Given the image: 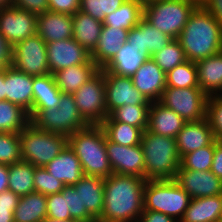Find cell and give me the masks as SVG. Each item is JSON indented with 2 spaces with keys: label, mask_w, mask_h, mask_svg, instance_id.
Instances as JSON below:
<instances>
[{
  "label": "cell",
  "mask_w": 222,
  "mask_h": 222,
  "mask_svg": "<svg viewBox=\"0 0 222 222\" xmlns=\"http://www.w3.org/2000/svg\"><path fill=\"white\" fill-rule=\"evenodd\" d=\"M206 117L215 139L222 140V95L208 97Z\"/></svg>",
  "instance_id": "44"
},
{
  "label": "cell",
  "mask_w": 222,
  "mask_h": 222,
  "mask_svg": "<svg viewBox=\"0 0 222 222\" xmlns=\"http://www.w3.org/2000/svg\"><path fill=\"white\" fill-rule=\"evenodd\" d=\"M61 99L53 74L33 77L32 111H43L47 108H57Z\"/></svg>",
  "instance_id": "30"
},
{
  "label": "cell",
  "mask_w": 222,
  "mask_h": 222,
  "mask_svg": "<svg viewBox=\"0 0 222 222\" xmlns=\"http://www.w3.org/2000/svg\"><path fill=\"white\" fill-rule=\"evenodd\" d=\"M193 198L222 194V180L208 171H192L179 167L174 179Z\"/></svg>",
  "instance_id": "16"
},
{
  "label": "cell",
  "mask_w": 222,
  "mask_h": 222,
  "mask_svg": "<svg viewBox=\"0 0 222 222\" xmlns=\"http://www.w3.org/2000/svg\"><path fill=\"white\" fill-rule=\"evenodd\" d=\"M129 30L103 25L96 48L91 53L92 61L101 69L117 54L121 46L127 42Z\"/></svg>",
  "instance_id": "23"
},
{
  "label": "cell",
  "mask_w": 222,
  "mask_h": 222,
  "mask_svg": "<svg viewBox=\"0 0 222 222\" xmlns=\"http://www.w3.org/2000/svg\"><path fill=\"white\" fill-rule=\"evenodd\" d=\"M47 217L68 220L72 219L69 208H67L66 196L60 193H54L46 196Z\"/></svg>",
  "instance_id": "46"
},
{
  "label": "cell",
  "mask_w": 222,
  "mask_h": 222,
  "mask_svg": "<svg viewBox=\"0 0 222 222\" xmlns=\"http://www.w3.org/2000/svg\"><path fill=\"white\" fill-rule=\"evenodd\" d=\"M80 0H48L51 12L74 15L79 10Z\"/></svg>",
  "instance_id": "48"
},
{
  "label": "cell",
  "mask_w": 222,
  "mask_h": 222,
  "mask_svg": "<svg viewBox=\"0 0 222 222\" xmlns=\"http://www.w3.org/2000/svg\"><path fill=\"white\" fill-rule=\"evenodd\" d=\"M211 172L222 180V140H214V155Z\"/></svg>",
  "instance_id": "49"
},
{
  "label": "cell",
  "mask_w": 222,
  "mask_h": 222,
  "mask_svg": "<svg viewBox=\"0 0 222 222\" xmlns=\"http://www.w3.org/2000/svg\"><path fill=\"white\" fill-rule=\"evenodd\" d=\"M12 6V0H0V10Z\"/></svg>",
  "instance_id": "58"
},
{
  "label": "cell",
  "mask_w": 222,
  "mask_h": 222,
  "mask_svg": "<svg viewBox=\"0 0 222 222\" xmlns=\"http://www.w3.org/2000/svg\"><path fill=\"white\" fill-rule=\"evenodd\" d=\"M214 155V141L203 148L185 154L181 158L180 166L185 170L208 171L211 170Z\"/></svg>",
  "instance_id": "40"
},
{
  "label": "cell",
  "mask_w": 222,
  "mask_h": 222,
  "mask_svg": "<svg viewBox=\"0 0 222 222\" xmlns=\"http://www.w3.org/2000/svg\"><path fill=\"white\" fill-rule=\"evenodd\" d=\"M138 222H179V221L161 212L143 210Z\"/></svg>",
  "instance_id": "51"
},
{
  "label": "cell",
  "mask_w": 222,
  "mask_h": 222,
  "mask_svg": "<svg viewBox=\"0 0 222 222\" xmlns=\"http://www.w3.org/2000/svg\"><path fill=\"white\" fill-rule=\"evenodd\" d=\"M147 58L134 46L124 43L116 56L101 71H110L119 76L132 77Z\"/></svg>",
  "instance_id": "31"
},
{
  "label": "cell",
  "mask_w": 222,
  "mask_h": 222,
  "mask_svg": "<svg viewBox=\"0 0 222 222\" xmlns=\"http://www.w3.org/2000/svg\"><path fill=\"white\" fill-rule=\"evenodd\" d=\"M36 33L46 43L72 38L73 17L69 14L48 10L37 16Z\"/></svg>",
  "instance_id": "21"
},
{
  "label": "cell",
  "mask_w": 222,
  "mask_h": 222,
  "mask_svg": "<svg viewBox=\"0 0 222 222\" xmlns=\"http://www.w3.org/2000/svg\"><path fill=\"white\" fill-rule=\"evenodd\" d=\"M214 140L207 117L186 122L176 137L179 156L182 158L185 154L210 145Z\"/></svg>",
  "instance_id": "20"
},
{
  "label": "cell",
  "mask_w": 222,
  "mask_h": 222,
  "mask_svg": "<svg viewBox=\"0 0 222 222\" xmlns=\"http://www.w3.org/2000/svg\"><path fill=\"white\" fill-rule=\"evenodd\" d=\"M9 165L0 163V193L8 190Z\"/></svg>",
  "instance_id": "54"
},
{
  "label": "cell",
  "mask_w": 222,
  "mask_h": 222,
  "mask_svg": "<svg viewBox=\"0 0 222 222\" xmlns=\"http://www.w3.org/2000/svg\"><path fill=\"white\" fill-rule=\"evenodd\" d=\"M173 38L153 27L144 18L129 30L127 43L139 50L146 58H151L172 42Z\"/></svg>",
  "instance_id": "17"
},
{
  "label": "cell",
  "mask_w": 222,
  "mask_h": 222,
  "mask_svg": "<svg viewBox=\"0 0 222 222\" xmlns=\"http://www.w3.org/2000/svg\"><path fill=\"white\" fill-rule=\"evenodd\" d=\"M186 121L159 101L151 102L147 130L154 134L176 138Z\"/></svg>",
  "instance_id": "22"
},
{
  "label": "cell",
  "mask_w": 222,
  "mask_h": 222,
  "mask_svg": "<svg viewBox=\"0 0 222 222\" xmlns=\"http://www.w3.org/2000/svg\"><path fill=\"white\" fill-rule=\"evenodd\" d=\"M42 222H80V221L73 220V219L60 220V219L46 217L45 219L42 220Z\"/></svg>",
  "instance_id": "57"
},
{
  "label": "cell",
  "mask_w": 222,
  "mask_h": 222,
  "mask_svg": "<svg viewBox=\"0 0 222 222\" xmlns=\"http://www.w3.org/2000/svg\"><path fill=\"white\" fill-rule=\"evenodd\" d=\"M5 100V68L0 70V101Z\"/></svg>",
  "instance_id": "56"
},
{
  "label": "cell",
  "mask_w": 222,
  "mask_h": 222,
  "mask_svg": "<svg viewBox=\"0 0 222 222\" xmlns=\"http://www.w3.org/2000/svg\"><path fill=\"white\" fill-rule=\"evenodd\" d=\"M151 58L165 73L187 61L184 50L177 39H173L162 50L153 54Z\"/></svg>",
  "instance_id": "39"
},
{
  "label": "cell",
  "mask_w": 222,
  "mask_h": 222,
  "mask_svg": "<svg viewBox=\"0 0 222 222\" xmlns=\"http://www.w3.org/2000/svg\"><path fill=\"white\" fill-rule=\"evenodd\" d=\"M177 40L187 60L196 63L222 51V26L199 4L190 14Z\"/></svg>",
  "instance_id": "2"
},
{
  "label": "cell",
  "mask_w": 222,
  "mask_h": 222,
  "mask_svg": "<svg viewBox=\"0 0 222 222\" xmlns=\"http://www.w3.org/2000/svg\"><path fill=\"white\" fill-rule=\"evenodd\" d=\"M5 100L21 106L30 115L33 105V76L12 65L5 68Z\"/></svg>",
  "instance_id": "19"
},
{
  "label": "cell",
  "mask_w": 222,
  "mask_h": 222,
  "mask_svg": "<svg viewBox=\"0 0 222 222\" xmlns=\"http://www.w3.org/2000/svg\"><path fill=\"white\" fill-rule=\"evenodd\" d=\"M73 96L80 115L89 125H100L107 118L105 80L101 70Z\"/></svg>",
  "instance_id": "9"
},
{
  "label": "cell",
  "mask_w": 222,
  "mask_h": 222,
  "mask_svg": "<svg viewBox=\"0 0 222 222\" xmlns=\"http://www.w3.org/2000/svg\"><path fill=\"white\" fill-rule=\"evenodd\" d=\"M106 138L101 125H88L67 137V144L80 160L84 175L107 178L113 174Z\"/></svg>",
  "instance_id": "3"
},
{
  "label": "cell",
  "mask_w": 222,
  "mask_h": 222,
  "mask_svg": "<svg viewBox=\"0 0 222 222\" xmlns=\"http://www.w3.org/2000/svg\"><path fill=\"white\" fill-rule=\"evenodd\" d=\"M21 160L19 133L0 132V163L10 165Z\"/></svg>",
  "instance_id": "41"
},
{
  "label": "cell",
  "mask_w": 222,
  "mask_h": 222,
  "mask_svg": "<svg viewBox=\"0 0 222 222\" xmlns=\"http://www.w3.org/2000/svg\"><path fill=\"white\" fill-rule=\"evenodd\" d=\"M199 4H201L203 2V0H196Z\"/></svg>",
  "instance_id": "60"
},
{
  "label": "cell",
  "mask_w": 222,
  "mask_h": 222,
  "mask_svg": "<svg viewBox=\"0 0 222 222\" xmlns=\"http://www.w3.org/2000/svg\"><path fill=\"white\" fill-rule=\"evenodd\" d=\"M143 6L141 0H127L120 8L105 17L103 25L131 30L143 18Z\"/></svg>",
  "instance_id": "33"
},
{
  "label": "cell",
  "mask_w": 222,
  "mask_h": 222,
  "mask_svg": "<svg viewBox=\"0 0 222 222\" xmlns=\"http://www.w3.org/2000/svg\"><path fill=\"white\" fill-rule=\"evenodd\" d=\"M198 5L196 0H154L144 4L143 18L162 33L177 39Z\"/></svg>",
  "instance_id": "5"
},
{
  "label": "cell",
  "mask_w": 222,
  "mask_h": 222,
  "mask_svg": "<svg viewBox=\"0 0 222 222\" xmlns=\"http://www.w3.org/2000/svg\"><path fill=\"white\" fill-rule=\"evenodd\" d=\"M33 182L35 192L43 195L60 193L65 184L50 174L45 167H35Z\"/></svg>",
  "instance_id": "43"
},
{
  "label": "cell",
  "mask_w": 222,
  "mask_h": 222,
  "mask_svg": "<svg viewBox=\"0 0 222 222\" xmlns=\"http://www.w3.org/2000/svg\"><path fill=\"white\" fill-rule=\"evenodd\" d=\"M131 78L134 87L150 102L160 100L166 88V73L152 58H147Z\"/></svg>",
  "instance_id": "18"
},
{
  "label": "cell",
  "mask_w": 222,
  "mask_h": 222,
  "mask_svg": "<svg viewBox=\"0 0 222 222\" xmlns=\"http://www.w3.org/2000/svg\"><path fill=\"white\" fill-rule=\"evenodd\" d=\"M105 80L107 115L122 105L151 104L133 85L131 77L119 76L110 71H102Z\"/></svg>",
  "instance_id": "13"
},
{
  "label": "cell",
  "mask_w": 222,
  "mask_h": 222,
  "mask_svg": "<svg viewBox=\"0 0 222 222\" xmlns=\"http://www.w3.org/2000/svg\"><path fill=\"white\" fill-rule=\"evenodd\" d=\"M29 123V114L21 106L7 100L0 101V132L19 133Z\"/></svg>",
  "instance_id": "36"
},
{
  "label": "cell",
  "mask_w": 222,
  "mask_h": 222,
  "mask_svg": "<svg viewBox=\"0 0 222 222\" xmlns=\"http://www.w3.org/2000/svg\"><path fill=\"white\" fill-rule=\"evenodd\" d=\"M19 196L11 190L0 193V208L11 210L14 213L19 201Z\"/></svg>",
  "instance_id": "52"
},
{
  "label": "cell",
  "mask_w": 222,
  "mask_h": 222,
  "mask_svg": "<svg viewBox=\"0 0 222 222\" xmlns=\"http://www.w3.org/2000/svg\"><path fill=\"white\" fill-rule=\"evenodd\" d=\"M144 4L150 1H154V0H141Z\"/></svg>",
  "instance_id": "59"
},
{
  "label": "cell",
  "mask_w": 222,
  "mask_h": 222,
  "mask_svg": "<svg viewBox=\"0 0 222 222\" xmlns=\"http://www.w3.org/2000/svg\"><path fill=\"white\" fill-rule=\"evenodd\" d=\"M141 146L145 161V180H172L180 167L176 138L144 130Z\"/></svg>",
  "instance_id": "4"
},
{
  "label": "cell",
  "mask_w": 222,
  "mask_h": 222,
  "mask_svg": "<svg viewBox=\"0 0 222 222\" xmlns=\"http://www.w3.org/2000/svg\"><path fill=\"white\" fill-rule=\"evenodd\" d=\"M0 222H14L13 212L0 208Z\"/></svg>",
  "instance_id": "55"
},
{
  "label": "cell",
  "mask_w": 222,
  "mask_h": 222,
  "mask_svg": "<svg viewBox=\"0 0 222 222\" xmlns=\"http://www.w3.org/2000/svg\"><path fill=\"white\" fill-rule=\"evenodd\" d=\"M166 87L199 88L196 63L189 60L166 73Z\"/></svg>",
  "instance_id": "38"
},
{
  "label": "cell",
  "mask_w": 222,
  "mask_h": 222,
  "mask_svg": "<svg viewBox=\"0 0 222 222\" xmlns=\"http://www.w3.org/2000/svg\"><path fill=\"white\" fill-rule=\"evenodd\" d=\"M35 166L26 161L9 165L8 190L19 197L35 192L33 182Z\"/></svg>",
  "instance_id": "34"
},
{
  "label": "cell",
  "mask_w": 222,
  "mask_h": 222,
  "mask_svg": "<svg viewBox=\"0 0 222 222\" xmlns=\"http://www.w3.org/2000/svg\"><path fill=\"white\" fill-rule=\"evenodd\" d=\"M14 222H42L47 217L46 195L33 192L19 198Z\"/></svg>",
  "instance_id": "32"
},
{
  "label": "cell",
  "mask_w": 222,
  "mask_h": 222,
  "mask_svg": "<svg viewBox=\"0 0 222 222\" xmlns=\"http://www.w3.org/2000/svg\"><path fill=\"white\" fill-rule=\"evenodd\" d=\"M11 65L33 77L50 74L46 42L37 33L20 41L12 48Z\"/></svg>",
  "instance_id": "11"
},
{
  "label": "cell",
  "mask_w": 222,
  "mask_h": 222,
  "mask_svg": "<svg viewBox=\"0 0 222 222\" xmlns=\"http://www.w3.org/2000/svg\"><path fill=\"white\" fill-rule=\"evenodd\" d=\"M72 17V38L91 54L96 48L103 22L79 10Z\"/></svg>",
  "instance_id": "29"
},
{
  "label": "cell",
  "mask_w": 222,
  "mask_h": 222,
  "mask_svg": "<svg viewBox=\"0 0 222 222\" xmlns=\"http://www.w3.org/2000/svg\"><path fill=\"white\" fill-rule=\"evenodd\" d=\"M50 74L80 64H95L91 54L73 38L46 43Z\"/></svg>",
  "instance_id": "15"
},
{
  "label": "cell",
  "mask_w": 222,
  "mask_h": 222,
  "mask_svg": "<svg viewBox=\"0 0 222 222\" xmlns=\"http://www.w3.org/2000/svg\"><path fill=\"white\" fill-rule=\"evenodd\" d=\"M73 187L80 195L81 210H87L97 220L104 206L105 178L84 175Z\"/></svg>",
  "instance_id": "24"
},
{
  "label": "cell",
  "mask_w": 222,
  "mask_h": 222,
  "mask_svg": "<svg viewBox=\"0 0 222 222\" xmlns=\"http://www.w3.org/2000/svg\"><path fill=\"white\" fill-rule=\"evenodd\" d=\"M201 5L209 11L222 26V0H203Z\"/></svg>",
  "instance_id": "53"
},
{
  "label": "cell",
  "mask_w": 222,
  "mask_h": 222,
  "mask_svg": "<svg viewBox=\"0 0 222 222\" xmlns=\"http://www.w3.org/2000/svg\"><path fill=\"white\" fill-rule=\"evenodd\" d=\"M29 117L30 122L38 129L62 134L66 137L89 125L80 115L73 94L62 92L57 108L32 111Z\"/></svg>",
  "instance_id": "7"
},
{
  "label": "cell",
  "mask_w": 222,
  "mask_h": 222,
  "mask_svg": "<svg viewBox=\"0 0 222 222\" xmlns=\"http://www.w3.org/2000/svg\"><path fill=\"white\" fill-rule=\"evenodd\" d=\"M151 104L122 105L114 109L104 121H118L139 127L143 131L147 129L148 112Z\"/></svg>",
  "instance_id": "37"
},
{
  "label": "cell",
  "mask_w": 222,
  "mask_h": 222,
  "mask_svg": "<svg viewBox=\"0 0 222 222\" xmlns=\"http://www.w3.org/2000/svg\"><path fill=\"white\" fill-rule=\"evenodd\" d=\"M44 167L65 186L75 185L84 176L80 160L68 144Z\"/></svg>",
  "instance_id": "25"
},
{
  "label": "cell",
  "mask_w": 222,
  "mask_h": 222,
  "mask_svg": "<svg viewBox=\"0 0 222 222\" xmlns=\"http://www.w3.org/2000/svg\"><path fill=\"white\" fill-rule=\"evenodd\" d=\"M106 150L113 174L145 178V161L141 144L124 146L106 138Z\"/></svg>",
  "instance_id": "14"
},
{
  "label": "cell",
  "mask_w": 222,
  "mask_h": 222,
  "mask_svg": "<svg viewBox=\"0 0 222 222\" xmlns=\"http://www.w3.org/2000/svg\"><path fill=\"white\" fill-rule=\"evenodd\" d=\"M99 71L96 64H80L56 71L53 76L62 93L73 94Z\"/></svg>",
  "instance_id": "28"
},
{
  "label": "cell",
  "mask_w": 222,
  "mask_h": 222,
  "mask_svg": "<svg viewBox=\"0 0 222 222\" xmlns=\"http://www.w3.org/2000/svg\"><path fill=\"white\" fill-rule=\"evenodd\" d=\"M207 100L208 96L200 88L166 87L159 102L191 122L206 118Z\"/></svg>",
  "instance_id": "10"
},
{
  "label": "cell",
  "mask_w": 222,
  "mask_h": 222,
  "mask_svg": "<svg viewBox=\"0 0 222 222\" xmlns=\"http://www.w3.org/2000/svg\"><path fill=\"white\" fill-rule=\"evenodd\" d=\"M190 196L174 180H146L144 210L157 211L180 221L188 208Z\"/></svg>",
  "instance_id": "6"
},
{
  "label": "cell",
  "mask_w": 222,
  "mask_h": 222,
  "mask_svg": "<svg viewBox=\"0 0 222 222\" xmlns=\"http://www.w3.org/2000/svg\"><path fill=\"white\" fill-rule=\"evenodd\" d=\"M127 0H80L79 11L103 22Z\"/></svg>",
  "instance_id": "42"
},
{
  "label": "cell",
  "mask_w": 222,
  "mask_h": 222,
  "mask_svg": "<svg viewBox=\"0 0 222 222\" xmlns=\"http://www.w3.org/2000/svg\"><path fill=\"white\" fill-rule=\"evenodd\" d=\"M11 64H12V47L0 34V69L9 67L11 66Z\"/></svg>",
  "instance_id": "50"
},
{
  "label": "cell",
  "mask_w": 222,
  "mask_h": 222,
  "mask_svg": "<svg viewBox=\"0 0 222 222\" xmlns=\"http://www.w3.org/2000/svg\"><path fill=\"white\" fill-rule=\"evenodd\" d=\"M100 125L107 139L113 143L124 146L141 144L143 130L139 127L118 121H103Z\"/></svg>",
  "instance_id": "35"
},
{
  "label": "cell",
  "mask_w": 222,
  "mask_h": 222,
  "mask_svg": "<svg viewBox=\"0 0 222 222\" xmlns=\"http://www.w3.org/2000/svg\"><path fill=\"white\" fill-rule=\"evenodd\" d=\"M12 6L38 16L48 11V0H12Z\"/></svg>",
  "instance_id": "47"
},
{
  "label": "cell",
  "mask_w": 222,
  "mask_h": 222,
  "mask_svg": "<svg viewBox=\"0 0 222 222\" xmlns=\"http://www.w3.org/2000/svg\"><path fill=\"white\" fill-rule=\"evenodd\" d=\"M199 88L208 96L222 94V51L196 62Z\"/></svg>",
  "instance_id": "26"
},
{
  "label": "cell",
  "mask_w": 222,
  "mask_h": 222,
  "mask_svg": "<svg viewBox=\"0 0 222 222\" xmlns=\"http://www.w3.org/2000/svg\"><path fill=\"white\" fill-rule=\"evenodd\" d=\"M66 196L67 208L73 220L80 222H97L87 210H81L80 195L73 186H65L61 191Z\"/></svg>",
  "instance_id": "45"
},
{
  "label": "cell",
  "mask_w": 222,
  "mask_h": 222,
  "mask_svg": "<svg viewBox=\"0 0 222 222\" xmlns=\"http://www.w3.org/2000/svg\"><path fill=\"white\" fill-rule=\"evenodd\" d=\"M22 160L35 167H44L67 145V137L62 134L38 129L29 123L19 132Z\"/></svg>",
  "instance_id": "8"
},
{
  "label": "cell",
  "mask_w": 222,
  "mask_h": 222,
  "mask_svg": "<svg viewBox=\"0 0 222 222\" xmlns=\"http://www.w3.org/2000/svg\"><path fill=\"white\" fill-rule=\"evenodd\" d=\"M146 180L133 175L105 178L104 206L97 222H138L144 210Z\"/></svg>",
  "instance_id": "1"
},
{
  "label": "cell",
  "mask_w": 222,
  "mask_h": 222,
  "mask_svg": "<svg viewBox=\"0 0 222 222\" xmlns=\"http://www.w3.org/2000/svg\"><path fill=\"white\" fill-rule=\"evenodd\" d=\"M222 214V194L193 198L179 222H219Z\"/></svg>",
  "instance_id": "27"
},
{
  "label": "cell",
  "mask_w": 222,
  "mask_h": 222,
  "mask_svg": "<svg viewBox=\"0 0 222 222\" xmlns=\"http://www.w3.org/2000/svg\"><path fill=\"white\" fill-rule=\"evenodd\" d=\"M37 15L14 6L0 10V34L13 48L17 43L36 34Z\"/></svg>",
  "instance_id": "12"
}]
</instances>
